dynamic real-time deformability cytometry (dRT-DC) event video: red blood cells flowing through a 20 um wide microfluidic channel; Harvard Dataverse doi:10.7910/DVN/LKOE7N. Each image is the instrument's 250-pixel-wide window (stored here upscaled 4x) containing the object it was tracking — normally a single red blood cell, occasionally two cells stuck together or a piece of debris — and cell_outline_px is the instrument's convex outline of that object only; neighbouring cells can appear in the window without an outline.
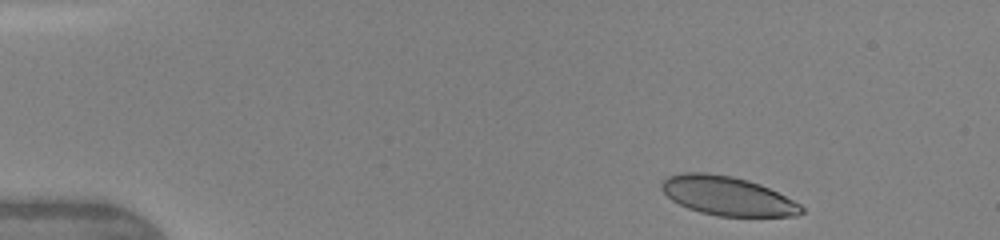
{"species": "human", "species_latin": "Homo sapiens", "temperature_condition": "warm", "stored_images_in_passage": 5, "camera_frame_rate_fps": 3000, "um_per_image_px": 0.085, "donor": {"sex": "female"}, "frame": {"image": 1, "passage_image": 1, "time_ms": 0.0, "image_size_px": [1000, 240], "cell_outline_px": [[804, 212], [796, 216], [716, 216], [700, 212], [688, 208], [672, 200], [660, 188], [660, 184], [668, 176], [684, 172], [704, 172], [732, 176], [748, 180], [760, 184], [800, 204], [804, 208]], "centroid_in_image_um": [61.81, 16.65], "position_along_channel_um": 23.2, "area_um2": 31.62}}
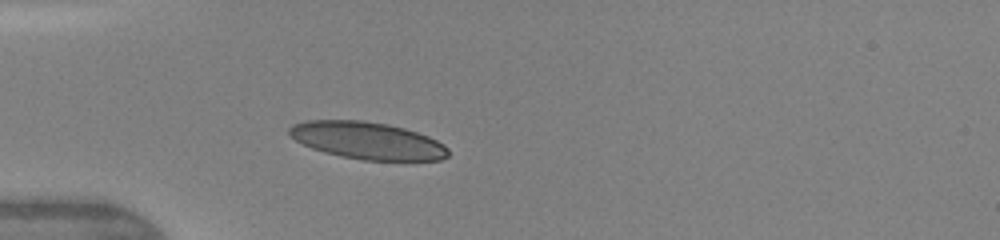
{"frame": {"image": 2, "passage_image": 4, "time_ms": 2.667, "image_size_px": [1000, 240], "cell_outline_px": [[448, 156], [440, 160], [364, 160], [340, 156], [324, 152], [312, 148], [288, 136], [288, 128], [292, 124], [308, 120], [364, 120], [388, 124], [404, 128], [428, 136], [444, 144], [448, 148]], "centroid_in_image_um": [31.21, 11.94], "position_along_channel_um": 53.8, "area_um2": 34.51}}